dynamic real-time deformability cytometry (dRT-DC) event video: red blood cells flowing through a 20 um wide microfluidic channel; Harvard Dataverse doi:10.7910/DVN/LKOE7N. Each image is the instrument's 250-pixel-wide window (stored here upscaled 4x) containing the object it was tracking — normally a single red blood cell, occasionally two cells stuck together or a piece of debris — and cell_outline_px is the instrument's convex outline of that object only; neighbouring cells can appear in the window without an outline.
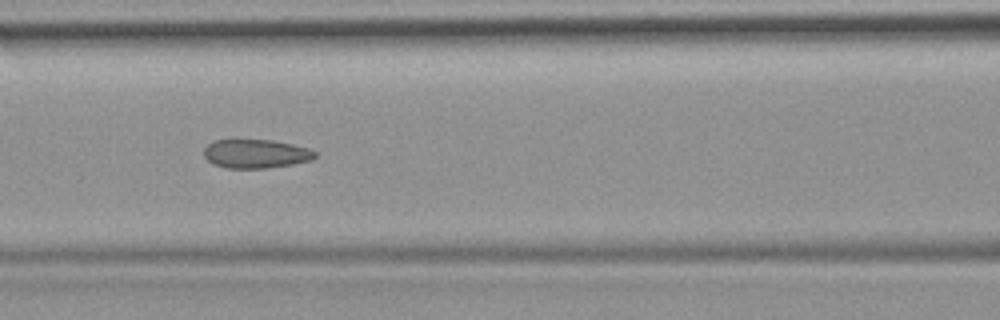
{"species": "common noctule bat (a hibernating species)", "species_latin": "Nyctalus noctula", "temperature_condition": "room temperature", "stored_images_in_passage": 51, "camera_frame_rate_fps": 3000, "um_per_image_px": 0.085, "animal": {"sex": "female", "body_mass_g": 19.9}, "frame": {"image": 1, "passage_image": 22, "time_ms": 7.0, "image_size_px": [1000, 320], "cell_outline_px": [[316, 156], [312, 160], [292, 164], [264, 168], [228, 168], [212, 164], [204, 156], [204, 148], [212, 140], [236, 136], [272, 140], [292, 144], [308, 148], [316, 152]], "centroid_in_image_um": [21.67, 13.01], "position_along_channel_um": 144.9, "area_um2": 19.48}, "authors_computed_cell_mechanics": {"area_um2": 19.941, "velocity_mm_per_s": 3.9542, "shape_relaxation_time_tau1_ms": null, "shape_relaxation_time_tau2_ms": 1.3945, "deformation_change_tau1": null, "deformation_change_tau2": 0.0604}}